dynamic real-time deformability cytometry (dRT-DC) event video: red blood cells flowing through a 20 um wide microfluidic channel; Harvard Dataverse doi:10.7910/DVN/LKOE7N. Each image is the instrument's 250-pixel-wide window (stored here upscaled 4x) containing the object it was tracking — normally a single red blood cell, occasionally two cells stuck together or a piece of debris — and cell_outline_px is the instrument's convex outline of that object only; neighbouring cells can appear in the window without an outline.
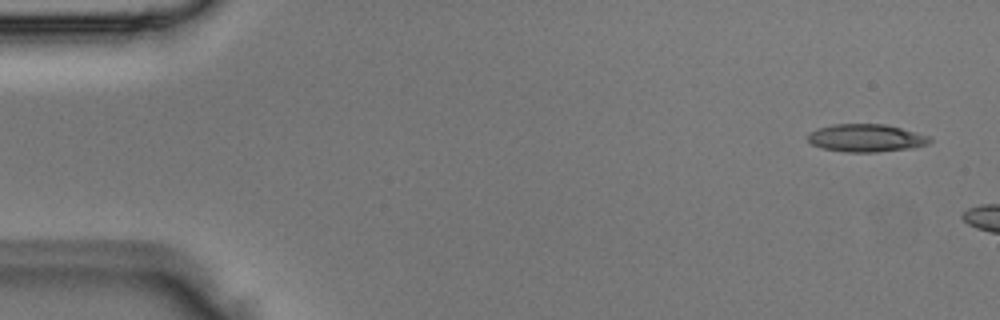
{"species": "Egyptian fruit bat (a non-hibernating species)", "species_latin": "Rousettus aegyptiacus", "temperature_condition": "room temperature", "stored_images_in_passage": 3, "camera_frame_rate_fps": 3000, "um_per_image_px": 0.085, "animal": {"sex": "male"}, "frame": {"image": 1, "passage_image": 1, "time_ms": 0.0, "image_size_px": [1000, 320], "cell_outline_px": [[932, 140], [928, 144], [916, 148], [876, 152], [844, 152], [824, 148], [812, 144], [808, 140], [808, 132], [816, 128], [832, 124], [884, 124], [932, 136]], "centroid_in_image_um": [73.64, 11.73], "position_along_channel_um": 11.4, "area_um2": 19.94}}